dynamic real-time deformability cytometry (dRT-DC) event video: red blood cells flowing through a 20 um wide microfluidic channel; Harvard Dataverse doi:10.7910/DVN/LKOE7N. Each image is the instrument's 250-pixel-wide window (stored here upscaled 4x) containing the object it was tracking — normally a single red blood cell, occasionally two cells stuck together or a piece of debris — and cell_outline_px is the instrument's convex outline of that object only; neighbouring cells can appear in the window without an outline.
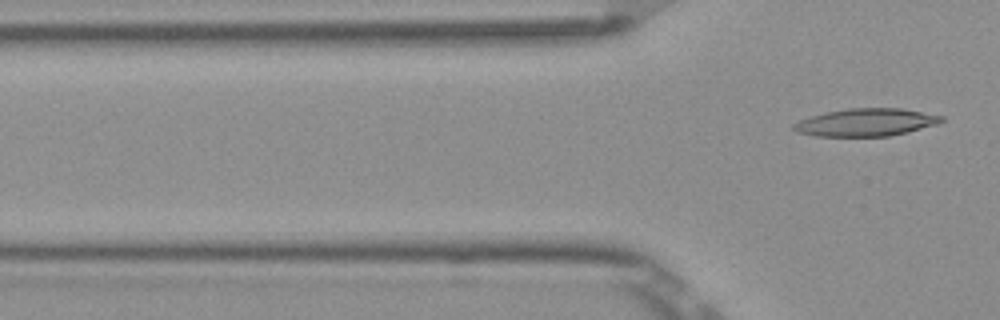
{"species": "Egyptian fruit bat (a non-hibernating species)", "species_latin": "Rousettus aegyptiacus", "temperature_condition": "room temperature", "stored_images_in_passage": 6, "camera_frame_rate_fps": 3000, "um_per_image_px": 0.085, "frame": {"image": 1, "passage_image": 6, "time_ms": 1.667, "image_size_px": [1000, 320], "cell_outline_px": [[944, 120], [936, 124], [908, 132], [888, 136], [816, 136], [796, 132], [792, 128], [792, 124], [800, 120], [824, 112], [848, 108], [900, 108], [944, 116]], "centroid_in_image_um": [73.59, 10.4], "position_along_channel_um": 52.2, "area_um2": 23.76}}